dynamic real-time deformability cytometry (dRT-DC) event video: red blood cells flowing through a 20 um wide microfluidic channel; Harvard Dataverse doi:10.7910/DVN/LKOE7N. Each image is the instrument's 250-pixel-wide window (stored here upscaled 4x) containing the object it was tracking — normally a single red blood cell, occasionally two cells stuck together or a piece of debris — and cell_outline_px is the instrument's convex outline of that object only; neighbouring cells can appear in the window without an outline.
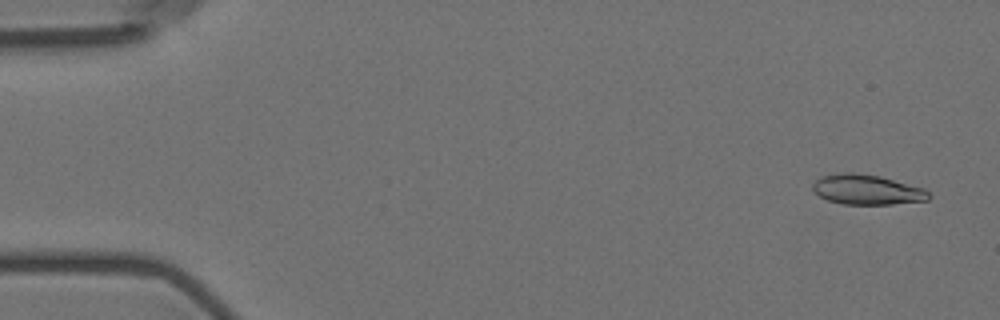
{"species": "Egyptian fruit bat (a non-hibernating species)", "species_latin": "Rousettus aegyptiacus", "temperature_condition": "room temperature", "stored_images_in_passage": 4, "camera_frame_rate_fps": 3000, "um_per_image_px": 0.085, "animal": {"sex": "female"}, "frame": {"image": 1, "passage_image": 1, "time_ms": 0.0, "image_size_px": [1000, 320], "cell_outline_px": [[932, 196], [928, 200], [892, 204], [844, 204], [828, 200], [812, 192], [812, 184], [820, 176], [844, 172], [852, 172], [880, 176], [924, 188]], "centroid_in_image_um": [73.67, 16.11], "position_along_channel_um": 11.3, "area_um2": 20.35}}
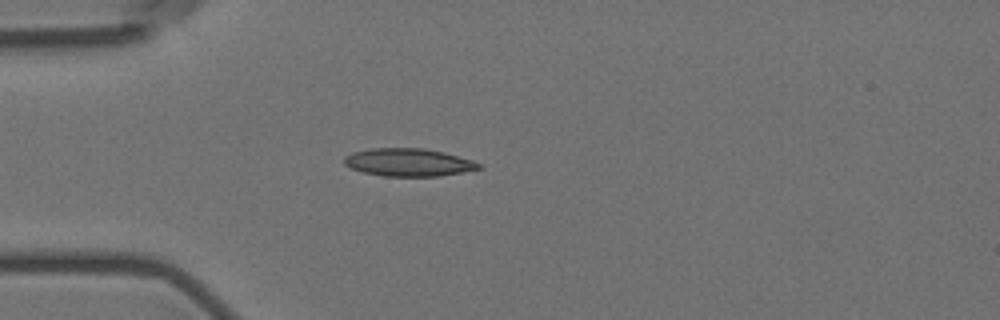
{"frame": {"image": 2, "passage_image": 4, "time_ms": 4.333, "image_size_px": [1000, 320], "cell_outline_px": [[480, 168], [440, 176], [384, 176], [364, 172], [352, 168], [344, 164], [344, 156], [352, 152], [372, 148], [424, 148], [444, 152], [472, 160], [480, 164]], "centroid_in_image_um": [34.68, 13.79], "position_along_channel_um": 50.3, "area_um2": 21.62}}